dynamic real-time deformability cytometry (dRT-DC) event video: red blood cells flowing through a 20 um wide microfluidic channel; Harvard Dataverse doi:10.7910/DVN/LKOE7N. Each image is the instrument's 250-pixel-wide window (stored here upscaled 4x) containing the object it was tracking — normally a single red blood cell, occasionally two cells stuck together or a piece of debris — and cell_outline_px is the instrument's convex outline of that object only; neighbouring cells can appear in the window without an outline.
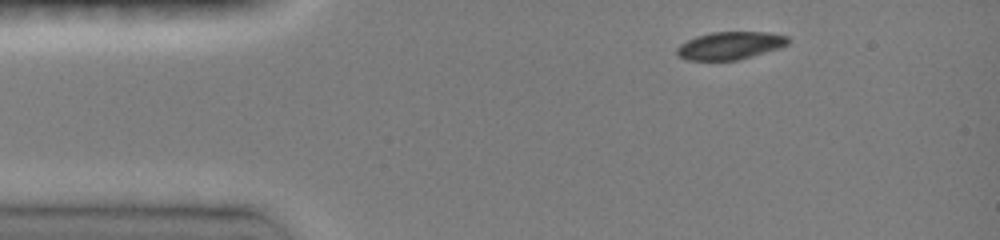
{"species": "common noctule bat (a hibernating species)", "species_latin": "Nyctalus noctula", "temperature_condition": "room temperature", "stored_images_in_passage": 18, "camera_frame_rate_fps": 3000, "um_per_image_px": 0.085, "animal": {"sex": "female", "body_mass_g": 19.0, "forearm_length_mm": 51.5}, "frame": {"image": 1, "passage_image": 1, "time_ms": 0.0, "image_size_px": [1000, 240], "cell_outline_px": [[788, 44], [780, 48], [752, 56], [736, 60], [688, 60], [676, 56], [676, 48], [680, 44], [696, 36], [712, 32], [768, 32], [788, 36]], "centroid_in_image_um": [62.04, 3.87], "position_along_channel_um": 23.0, "area_um2": 17.98}}
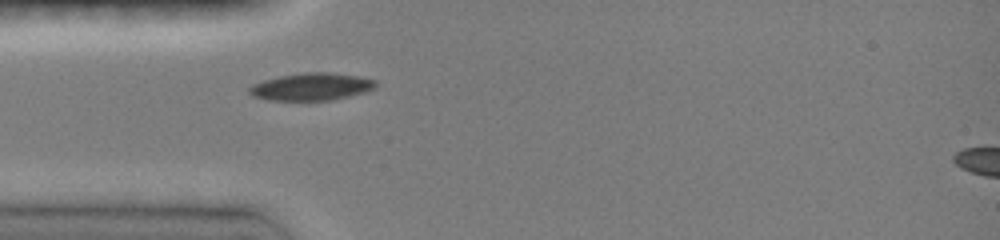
{"frame": {"image": 2, "passage_image": 8, "time_ms": 2.333, "image_size_px": [1000, 240], "cell_outline_px": [[376, 88], [364, 92], [332, 100], [268, 100], [252, 96], [248, 92], [248, 88], [252, 84], [264, 80], [280, 76], [304, 72], [328, 72], [360, 76], [376, 80]], "centroid_in_image_um": [26.46, 7.36], "position_along_channel_um": 58.5, "area_um2": 20.23}}
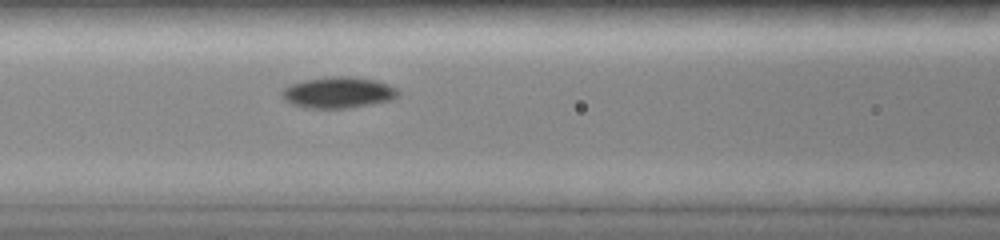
{"frame": {"image": 3, "passage_image": 14, "time_ms": 4.333, "image_size_px": [1000, 240], "cell_outline_px": [[400, 92], [392, 100], [372, 104], [348, 108], [300, 108], [284, 100], [280, 92], [284, 88], [292, 84], [304, 80], [332, 76], [352, 76], [376, 80], [388, 84], [396, 88]], "centroid_in_image_um": [28.74, 7.87], "position_along_channel_um": 137.9, "area_um2": 21.27}}